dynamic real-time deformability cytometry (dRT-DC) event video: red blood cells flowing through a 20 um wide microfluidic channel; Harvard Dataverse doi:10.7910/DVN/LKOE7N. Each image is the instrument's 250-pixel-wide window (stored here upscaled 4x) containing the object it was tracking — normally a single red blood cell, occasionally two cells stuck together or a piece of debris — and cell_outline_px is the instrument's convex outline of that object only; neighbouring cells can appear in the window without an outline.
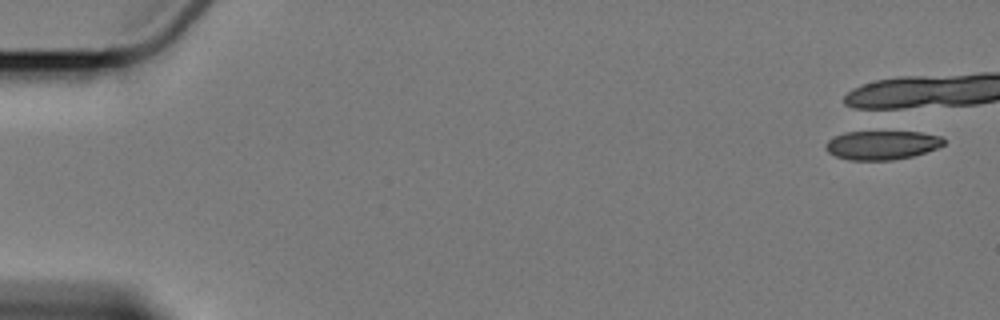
{"species": "Egyptian fruit bat (a non-hibernating species)", "species_latin": "Rousettus aegyptiacus", "temperature_condition": "cold", "stored_images_in_passage": 1, "camera_frame_rate_fps": 3000, "um_per_image_px": 0.085, "animal": {"sex": "female"}, "frame": {"image": 1, "passage_image": 1, "time_ms": 0.0, "image_size_px": [1000, 320], "cell_outline_px": [[944, 144], [936, 148], [912, 156], [892, 160], [848, 160], [836, 156], [828, 152], [824, 148], [824, 144], [832, 136], [844, 132], [920, 132], [940, 136], [944, 140]], "centroid_in_image_um": [74.9, 12.33], "position_along_channel_um": 10.1, "area_um2": 19.88}}